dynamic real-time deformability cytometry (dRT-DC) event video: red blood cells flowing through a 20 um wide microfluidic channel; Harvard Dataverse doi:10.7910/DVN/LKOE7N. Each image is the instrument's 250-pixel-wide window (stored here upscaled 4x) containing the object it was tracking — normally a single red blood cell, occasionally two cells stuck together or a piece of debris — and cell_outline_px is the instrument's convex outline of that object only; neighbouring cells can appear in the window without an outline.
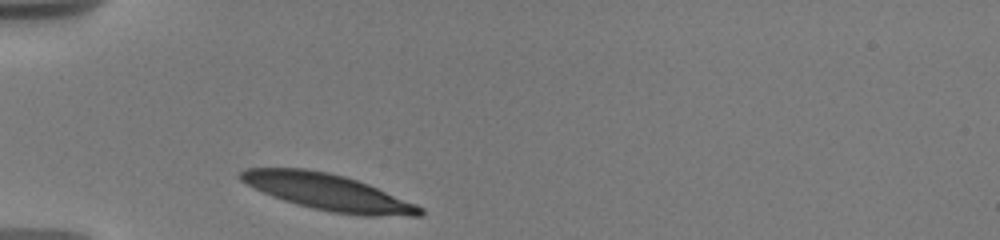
{"species": "human", "species_latin": "Homo sapiens", "temperature_condition": "warm", "stored_images_in_passage": 13, "camera_frame_rate_fps": 3000, "um_per_image_px": 0.085, "donor": {"sex": "male"}, "frame": {"image": 1, "passage_image": 1, "time_ms": 0.0, "image_size_px": [1000, 240], "cell_outline_px": [[424, 216], [360, 216], [332, 212], [312, 208], [296, 204], [272, 196], [240, 180], [240, 172], [248, 168], [304, 168], [328, 172], [344, 176], [368, 184], [416, 204], [424, 208]], "centroid_in_image_um": [27.93, 16.34], "position_along_channel_um": 57.1, "area_um2": 37.69}}
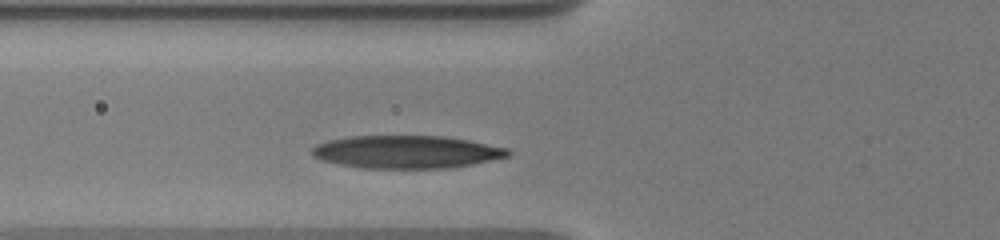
{"frame": {"image": 2, "passage_image": 9, "time_ms": 1.333, "image_size_px": [1000, 240], "cell_outline_px": [[512, 152], [508, 156], [492, 160], [452, 168], [364, 168], [340, 164], [320, 160], [312, 156], [312, 148], [328, 140], [352, 136], [444, 136], [468, 140], [508, 148]], "centroid_in_image_um": [34.57, 12.91], "position_along_channel_um": 91.2, "area_um2": 37.4}}